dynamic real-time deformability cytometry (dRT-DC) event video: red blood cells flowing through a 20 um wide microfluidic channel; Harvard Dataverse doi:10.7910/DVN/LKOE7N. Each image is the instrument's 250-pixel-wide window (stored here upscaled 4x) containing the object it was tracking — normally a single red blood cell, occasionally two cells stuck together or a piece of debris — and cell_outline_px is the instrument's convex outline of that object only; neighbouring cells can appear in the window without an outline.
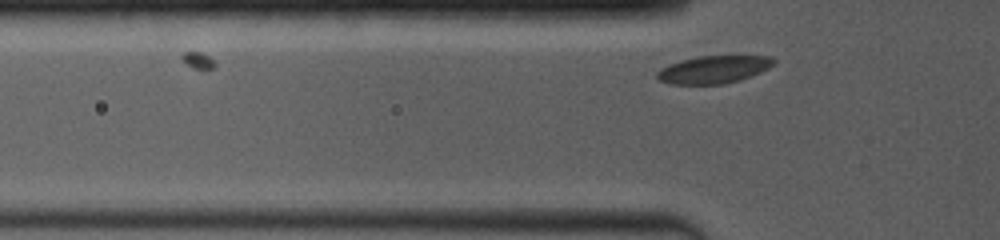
{"species": "common noctule bat (a hibernating species)", "species_latin": "Nyctalus noctula", "temperature_condition": "room temperature", "stored_images_in_passage": 3, "camera_frame_rate_fps": 4000, "um_per_image_px": 0.085, "animal": {"sex": "female", "body_mass_g": 19.0, "forearm_length_mm": 53.3}, "frame": {"image": 1, "passage_image": 3, "time_ms": 0.75, "image_size_px": [1000, 240], "cell_outline_px": [[776, 60], [768, 68], [760, 72], [740, 80], [724, 84], [672, 84], [660, 80], [656, 76], [656, 72], [680, 60], [700, 56], [772, 56]], "centroid_in_image_um": [60.69, 5.91], "position_along_channel_um": 65.1, "area_um2": 18.5}}